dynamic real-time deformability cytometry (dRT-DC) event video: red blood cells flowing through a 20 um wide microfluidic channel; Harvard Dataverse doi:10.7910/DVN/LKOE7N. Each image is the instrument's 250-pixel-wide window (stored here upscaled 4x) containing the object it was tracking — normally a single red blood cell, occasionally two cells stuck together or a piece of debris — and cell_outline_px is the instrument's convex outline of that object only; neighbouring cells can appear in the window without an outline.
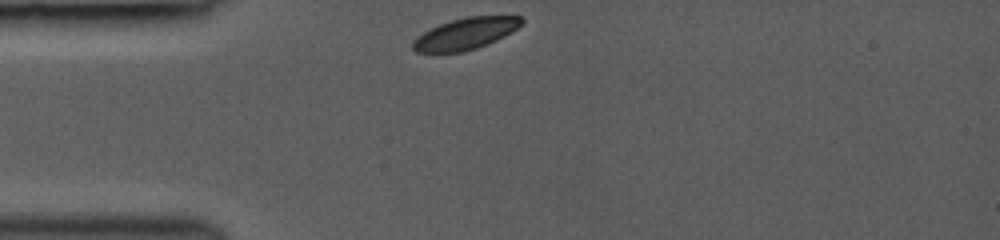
{"species": "common noctule bat (a hibernating species)", "species_latin": "Nyctalus noctula", "temperature_condition": "room temperature", "stored_images_in_passage": 2, "camera_frame_rate_fps": 3000, "um_per_image_px": 0.085, "animal": {"sex": "female", "body_mass_g": 19.0, "forearm_length_mm": 53.3}, "frame": {"image": 1, "passage_image": 1, "time_ms": 0.0, "image_size_px": [1000, 240], "cell_outline_px": [[524, 20], [516, 28], [504, 36], [488, 44], [464, 52], [416, 52], [412, 48], [412, 40], [424, 32], [440, 24], [464, 16], [520, 16]], "centroid_in_image_um": [39.55, 2.86], "position_along_channel_um": 45.5, "area_um2": 19.77}}